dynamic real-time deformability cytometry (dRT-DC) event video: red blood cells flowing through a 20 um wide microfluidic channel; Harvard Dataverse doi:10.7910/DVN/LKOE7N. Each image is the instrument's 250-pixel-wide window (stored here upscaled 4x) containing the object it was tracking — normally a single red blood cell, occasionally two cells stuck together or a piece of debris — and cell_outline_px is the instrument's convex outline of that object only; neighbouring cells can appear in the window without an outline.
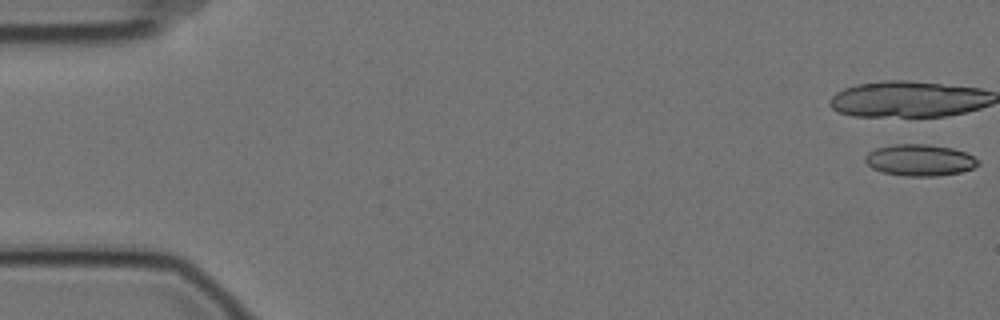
{"species": "Egyptian fruit bat (a non-hibernating species)", "species_latin": "Rousettus aegyptiacus", "temperature_condition": "cold", "stored_images_in_passage": 9, "camera_frame_rate_fps": 3000, "um_per_image_px": 0.085, "animal": {"sex": "female"}, "frame": {"image": 1, "passage_image": 1, "time_ms": 0.0, "image_size_px": [1000, 320], "cell_outline_px": [[980, 164], [972, 168], [960, 172], [936, 176], [904, 176], [884, 172], [872, 168], [864, 160], [864, 156], [868, 152], [876, 148], [892, 144], [928, 144], [952, 148], [964, 152], [980, 160]], "centroid_in_image_um": [78.17, 13.6], "position_along_channel_um": 6.8, "area_um2": 20.75}}